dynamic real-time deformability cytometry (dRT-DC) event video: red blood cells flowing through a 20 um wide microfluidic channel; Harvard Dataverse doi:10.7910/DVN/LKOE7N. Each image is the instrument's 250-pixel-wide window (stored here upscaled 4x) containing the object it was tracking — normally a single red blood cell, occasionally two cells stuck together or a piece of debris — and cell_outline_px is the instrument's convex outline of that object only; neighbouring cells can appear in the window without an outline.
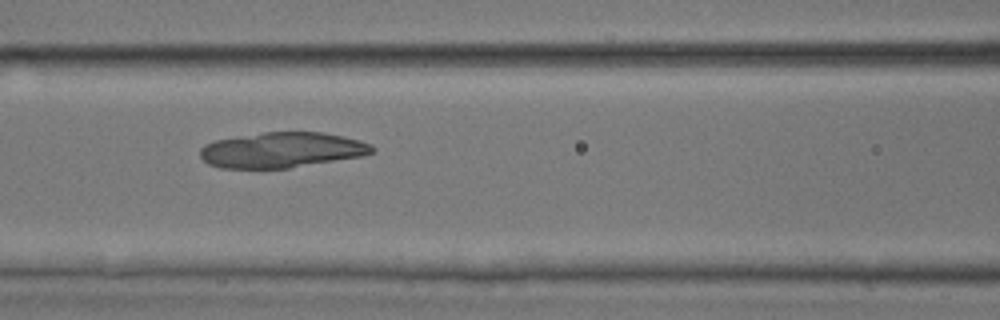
{"species": "common noctule bat (a hibernating species)", "species_latin": "Nyctalus noctula", "temperature_condition": "room temperature", "stored_images_in_passage": 45, "camera_frame_rate_fps": 3000, "um_per_image_px": 0.085, "animal": {"sex": "male", "body_mass_g": 17.9, "forearm_length_mm": 54.2}, "frame": {"image": 1, "passage_image": 20, "time_ms": 6.333, "image_size_px": [1000, 320], "cell_outline_px": [[376, 152], [364, 156], [288, 168], [220, 168], [208, 164], [200, 156], [200, 148], [204, 144], [216, 140], [236, 136], [264, 132], [324, 132], [344, 136], [360, 140], [372, 144], [376, 148]], "centroid_in_image_um": [24.0, 12.74], "position_along_channel_um": 142.6, "area_um2": 35.84}}
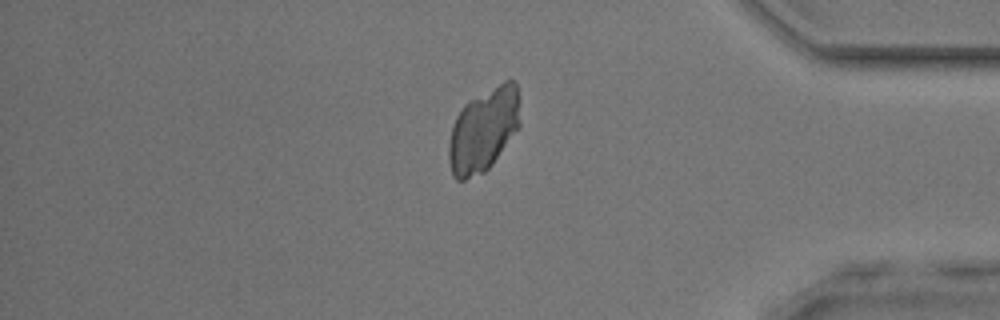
{"frame": {"image": 2, "passage_image": 38, "time_ms": 12.333, "image_size_px": [1000, 320], "cell_outline_px": [[520, 128], [492, 164], [484, 172], [464, 180], [456, 180], [452, 176], [448, 160], [448, 144], [452, 124], [456, 116], [464, 104], [468, 100], [504, 80], [516, 80], [520, 124]], "centroid_in_image_um": [41.08, 11.05], "position_along_channel_um": 394.1, "area_um2": 35.14}}
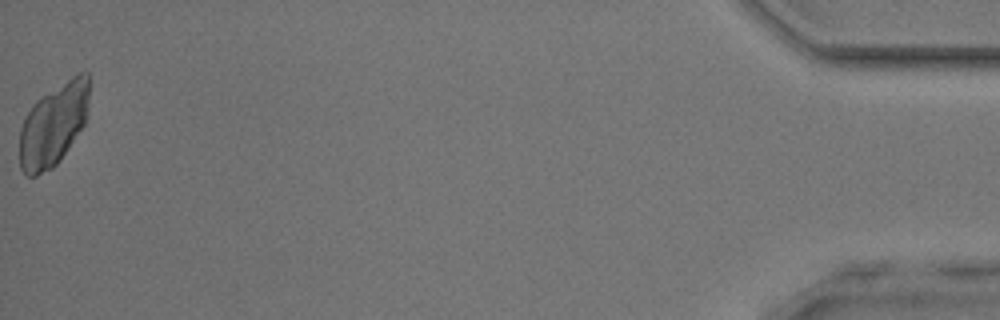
{"frame": {"image": 3, "passage_image": 45, "time_ms": 14.667, "image_size_px": [1000, 320], "cell_outline_px": [[88, 100], [84, 124], [60, 160], [52, 168], [36, 176], [28, 176], [20, 168], [20, 128], [24, 116], [32, 104], [36, 100], [76, 72], [88, 72]], "centroid_in_image_um": [4.52, 10.58], "position_along_channel_um": 430.7, "area_um2": 33.41}}